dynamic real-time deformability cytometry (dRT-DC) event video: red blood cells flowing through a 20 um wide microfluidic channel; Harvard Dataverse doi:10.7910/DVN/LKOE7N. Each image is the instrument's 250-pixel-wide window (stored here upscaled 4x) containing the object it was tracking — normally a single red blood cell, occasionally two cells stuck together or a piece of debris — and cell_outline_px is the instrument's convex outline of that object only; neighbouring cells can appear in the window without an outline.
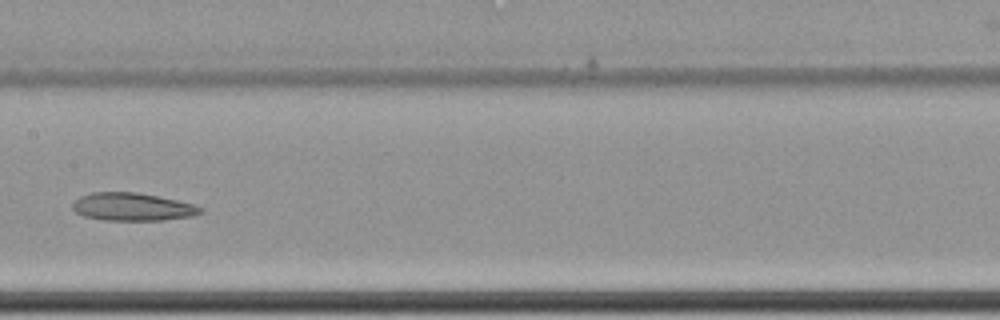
{"species": "common noctule bat (a hibernating species)", "species_latin": "Nyctalus noctula", "temperature_condition": "cold", "stored_images_in_passage": 10, "camera_frame_rate_fps": 3000, "um_per_image_px": 0.085, "animal": {"sex": "female", "body_mass_g": 22.7, "forearm_length_mm": 54.2}, "frame": {"image": 1, "passage_image": 9, "time_ms": 2.667, "image_size_px": [1000, 320], "cell_outline_px": [[204, 212], [192, 216], [164, 220], [104, 220], [84, 216], [76, 212], [72, 208], [72, 204], [80, 196], [92, 192], [136, 192], [176, 200], [192, 204], [204, 208]], "centroid_in_image_um": [11.26, 17.58], "position_along_channel_um": 196.1, "area_um2": 20.69}}
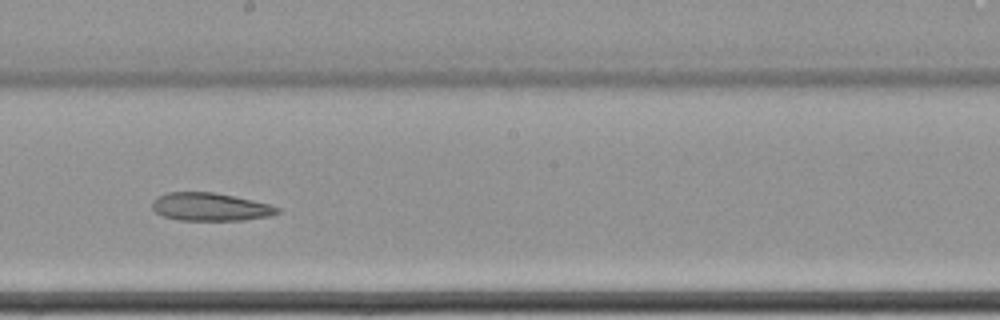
{"frame": {"image": 2, "passage_image": 10, "time_ms": 3.0, "image_size_px": [1000, 320], "cell_outline_px": [[280, 212], [272, 216], [244, 220], [180, 220], [164, 216], [156, 212], [152, 208], [152, 200], [156, 196], [168, 192], [212, 192], [252, 200], [268, 204], [280, 208]], "centroid_in_image_um": [17.86, 17.58], "position_along_channel_um": 230.3, "area_um2": 20.4}}